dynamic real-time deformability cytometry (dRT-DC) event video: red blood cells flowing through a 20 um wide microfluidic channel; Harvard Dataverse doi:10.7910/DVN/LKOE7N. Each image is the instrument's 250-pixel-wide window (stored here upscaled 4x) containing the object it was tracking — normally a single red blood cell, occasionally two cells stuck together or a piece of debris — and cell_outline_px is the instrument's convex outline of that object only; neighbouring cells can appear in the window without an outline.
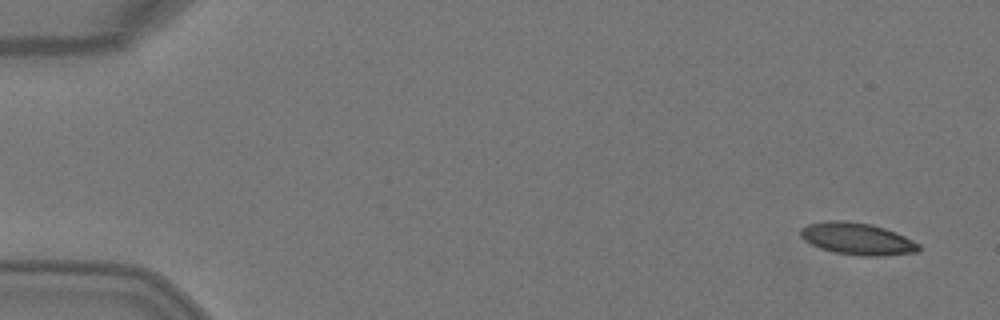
{"species": "Egyptian fruit bat (a non-hibernating species)", "species_latin": "Rousettus aegyptiacus", "temperature_condition": "warm", "stored_images_in_passage": 4, "camera_frame_rate_fps": 3000, "um_per_image_px": 0.085, "animal": {"sex": "female"}, "frame": {"image": 1, "passage_image": 1, "time_ms": 0.0, "image_size_px": [1000, 320], "cell_outline_px": [[920, 252], [880, 256], [860, 256], [836, 252], [820, 248], [804, 240], [800, 236], [800, 228], [808, 224], [824, 220], [844, 220], [872, 224], [896, 232], [920, 244]], "centroid_in_image_um": [72.87, 20.29], "position_along_channel_um": 12.1, "area_um2": 22.2}}